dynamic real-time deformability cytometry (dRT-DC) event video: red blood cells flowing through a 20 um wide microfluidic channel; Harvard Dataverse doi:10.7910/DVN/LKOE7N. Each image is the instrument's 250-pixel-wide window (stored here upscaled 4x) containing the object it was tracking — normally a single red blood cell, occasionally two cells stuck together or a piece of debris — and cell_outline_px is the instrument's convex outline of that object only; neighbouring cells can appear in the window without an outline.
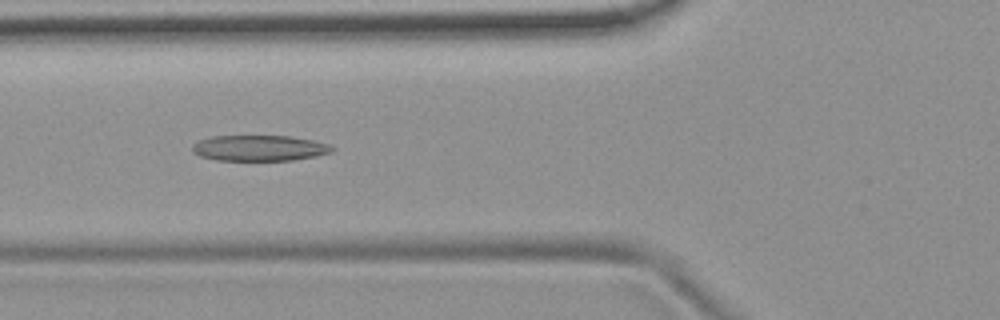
{"species": "common noctule bat (a hibernating species)", "species_latin": "Nyctalus noctula", "temperature_condition": "room temperature", "stored_images_in_passage": 46, "camera_frame_rate_fps": 3000, "um_per_image_px": 0.085, "animal": {"sex": "female", "body_mass_g": 19.9}, "frame": {"image": 1, "passage_image": 12, "time_ms": 3.667, "image_size_px": [1000, 320], "cell_outline_px": [[336, 148], [332, 152], [316, 156], [292, 160], [216, 160], [200, 156], [192, 152], [192, 144], [200, 140], [212, 136], [288, 136], [312, 140], [328, 144]], "centroid_in_image_um": [22.04, 12.59], "position_along_channel_um": 103.8, "area_um2": 20.92}}
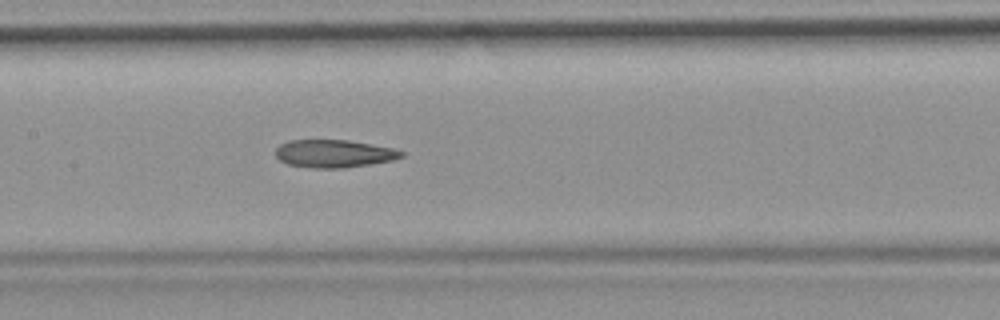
{"frame": {"image": 2, "passage_image": 18, "time_ms": 5.667, "image_size_px": [1000, 320], "cell_outline_px": [[404, 156], [392, 160], [372, 164], [344, 168], [312, 168], [288, 164], [280, 160], [276, 156], [276, 148], [280, 144], [288, 140], [348, 140], [392, 148], [404, 152]], "centroid_in_image_um": [28.38, 13.06], "position_along_channel_um": 179.0, "area_um2": 20.35}}
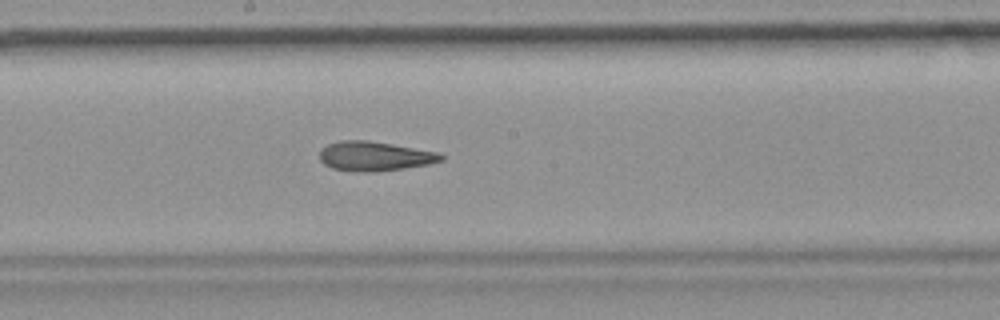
{"frame": {"image": 3, "passage_image": 21, "time_ms": 6.667, "image_size_px": [1000, 320], "cell_outline_px": [[444, 160], [428, 164], [404, 168], [376, 172], [352, 172], [332, 168], [324, 164], [320, 160], [320, 148], [328, 144], [340, 140], [368, 140], [440, 152], [444, 156]], "centroid_in_image_um": [31.83, 13.28], "position_along_channel_um": 216.4, "area_um2": 21.1}, "authors_computed_cell_mechanics": {"area_um2": 21.386, "velocity_mm_per_s": 3.7529, "shape_relaxation_time_tau1_ms": null, "shape_relaxation_time_tau2_ms": 3.0142, "deformation_change_tau1": null, "deformation_change_tau2": 0.1277}}